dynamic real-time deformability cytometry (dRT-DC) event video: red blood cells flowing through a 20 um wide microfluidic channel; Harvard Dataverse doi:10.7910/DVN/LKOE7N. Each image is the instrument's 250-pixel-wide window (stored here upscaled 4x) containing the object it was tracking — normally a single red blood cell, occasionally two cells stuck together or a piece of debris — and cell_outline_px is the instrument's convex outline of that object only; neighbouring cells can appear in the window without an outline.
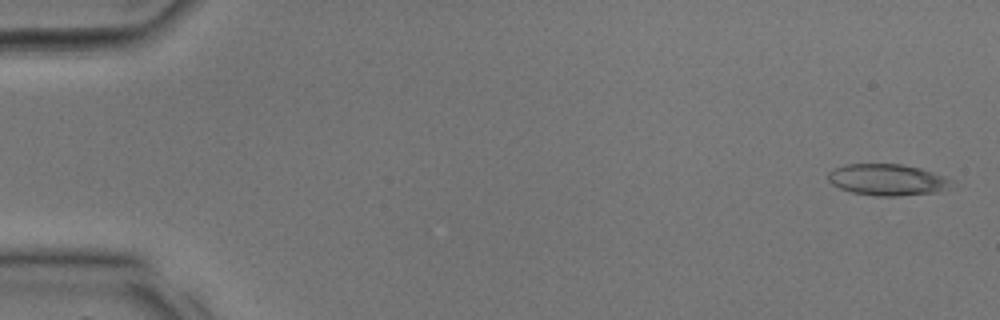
{"species": "common noctule bat (a hibernating species)", "species_latin": "Nyctalus noctula", "temperature_condition": "room temperature", "stored_images_in_passage": 12, "camera_frame_rate_fps": 3000, "um_per_image_px": 0.085, "animal": {"sex": "male", "body_mass_g": 17.9, "forearm_length_mm": 54.2}, "frame": {"image": 1, "passage_image": 1, "time_ms": 0.0, "image_size_px": [1000, 320], "cell_outline_px": [[956, 184], [948, 188], [936, 192], [900, 196], [876, 196], [852, 192], [840, 188], [832, 184], [828, 180], [828, 172], [832, 168], [844, 164], [900, 164], [920, 168], [944, 176], [952, 180]], "centroid_in_image_um": [75.42, 15.28], "position_along_channel_um": 9.6, "area_um2": 22.77}}
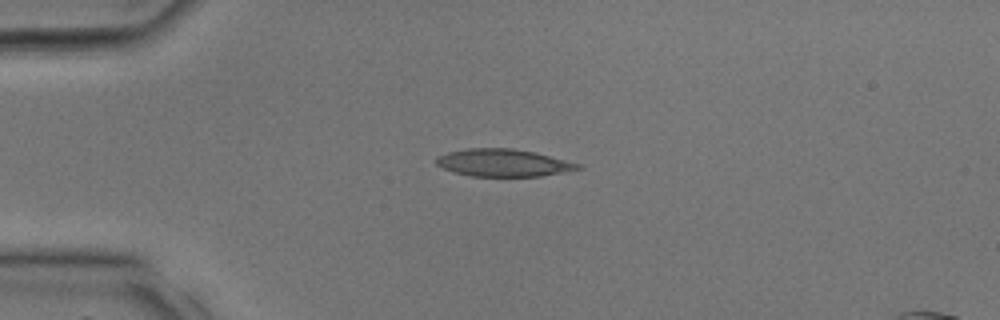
{"frame": {"image": 2, "passage_image": 8, "time_ms": 2.333, "image_size_px": [1000, 320], "cell_outline_px": [[584, 168], [540, 176], [472, 176], [456, 172], [444, 168], [436, 164], [432, 160], [436, 156], [448, 152], [468, 148], [512, 148], [536, 152], [580, 164]], "centroid_in_image_um": [42.75, 13.82], "position_along_channel_um": 42.2, "area_um2": 22.6}}
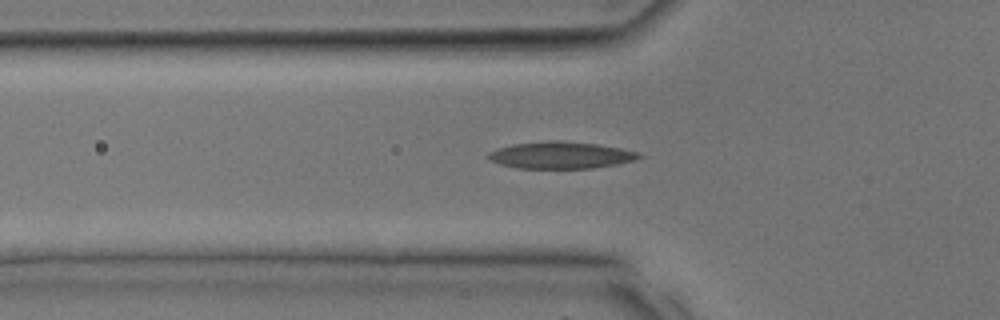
{"frame": {"image": 3, "passage_image": 11, "time_ms": 3.333, "image_size_px": [1000, 320], "cell_outline_px": [[644, 156], [632, 160], [616, 164], [592, 168], [516, 168], [500, 164], [488, 160], [484, 156], [488, 152], [496, 148], [512, 144], [548, 140], [560, 140], [596, 144], [620, 148], [640, 152]], "centroid_in_image_um": [47.59, 13.18], "position_along_channel_um": 78.2, "area_um2": 23.81}}